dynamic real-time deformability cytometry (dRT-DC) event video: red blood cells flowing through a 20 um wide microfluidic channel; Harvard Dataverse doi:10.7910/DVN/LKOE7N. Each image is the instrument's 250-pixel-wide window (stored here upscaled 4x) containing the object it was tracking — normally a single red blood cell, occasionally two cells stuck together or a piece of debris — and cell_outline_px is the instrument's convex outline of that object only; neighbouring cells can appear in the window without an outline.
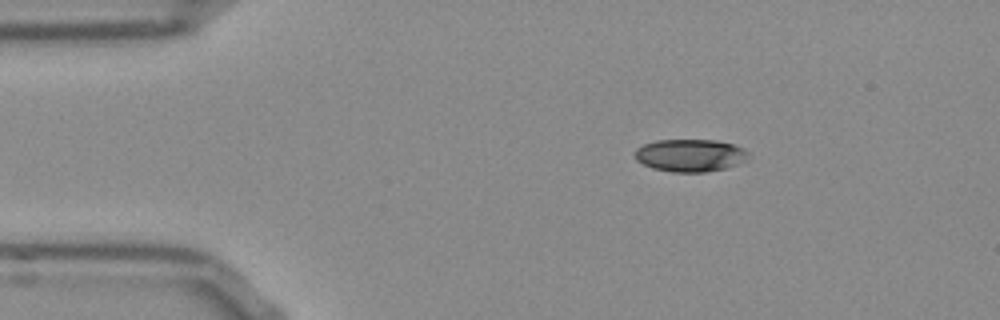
{"species": "Egyptian fruit bat (a non-hibernating species)", "species_latin": "Rousettus aegyptiacus", "temperature_condition": "room temperature", "stored_images_in_passage": 45, "camera_frame_rate_fps": 3000, "um_per_image_px": 0.085, "frame": {"image": 1, "passage_image": 1, "time_ms": 0.0, "image_size_px": [1000, 320], "cell_outline_px": [[748, 152], [744, 160], [736, 164], [724, 168], [704, 172], [672, 172], [652, 168], [636, 160], [636, 148], [644, 144], [656, 140], [716, 140], [732, 144], [744, 148]], "centroid_in_image_um": [58.63, 13.2], "position_along_channel_um": 26.4, "area_um2": 21.27}}
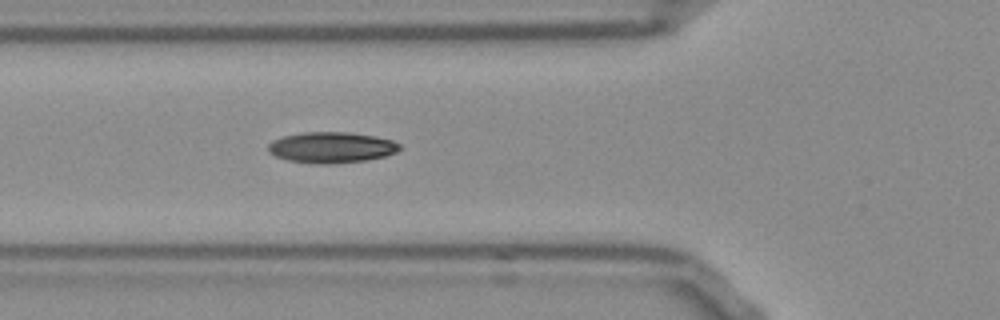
{"frame": {"image": 2, "passage_image": 11, "time_ms": 3.333, "image_size_px": [1000, 320], "cell_outline_px": [[400, 148], [396, 152], [384, 156], [364, 160], [332, 164], [316, 164], [288, 160], [276, 156], [268, 152], [268, 144], [272, 140], [284, 136], [304, 132], [348, 132], [376, 136], [392, 140], [400, 144]], "centroid_in_image_um": [28.16, 12.53], "position_along_channel_um": 97.6, "area_um2": 23.64}}
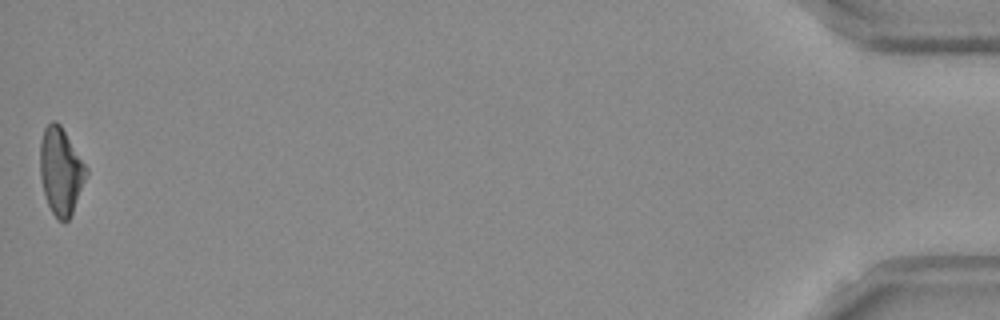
{"frame": {"image": 3, "passage_image": 45, "time_ms": 14.667, "image_size_px": [1000, 320], "cell_outline_px": [[88, 172], [72, 212], [68, 220], [64, 224], [52, 212], [48, 204], [44, 192], [40, 176], [40, 140], [44, 128], [52, 120], [56, 120], [60, 124], [88, 168]], "centroid_in_image_um": [5.16, 14.51], "position_along_channel_um": 430.0, "area_um2": 23.24}, "authors_computed_cell_mechanics": {"area_um2": 23.0044, "velocity_mm_per_s": 3.8334, "shape_relaxation_time_tau1_ms": 4.3937, "shape_relaxation_time_tau2_ms": 3.4226, "deformation_change_tau1": 0.1481, "deformation_change_tau2": 0.1029}}